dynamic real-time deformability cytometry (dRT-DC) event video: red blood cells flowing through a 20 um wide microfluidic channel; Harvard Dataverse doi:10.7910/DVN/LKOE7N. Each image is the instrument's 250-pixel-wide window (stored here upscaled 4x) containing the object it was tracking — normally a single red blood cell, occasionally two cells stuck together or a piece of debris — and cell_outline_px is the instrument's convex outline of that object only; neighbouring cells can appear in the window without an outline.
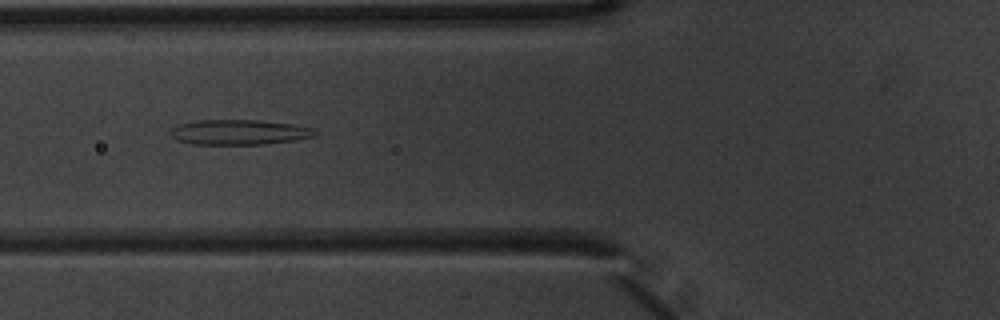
{"species": "common noctule bat (a hibernating species)", "species_latin": "Nyctalus noctula", "temperature_condition": "warm", "stored_images_in_passage": 6, "camera_frame_rate_fps": 3000, "um_per_image_px": 0.085, "animal": {"sex": "male", "body_mass_g": 20.1, "forearm_length_mm": 53.5}, "frame": {"image": 1, "passage_image": 5, "time_ms": 1.333, "image_size_px": [1000, 320], "cell_outline_px": [[316, 132], [312, 136], [296, 140], [264, 144], [192, 144], [176, 140], [168, 132], [176, 124], [196, 120], [256, 120], [292, 124], [312, 128]], "centroid_in_image_um": [20.24, 11.23], "position_along_channel_um": 105.6, "area_um2": 21.1}}
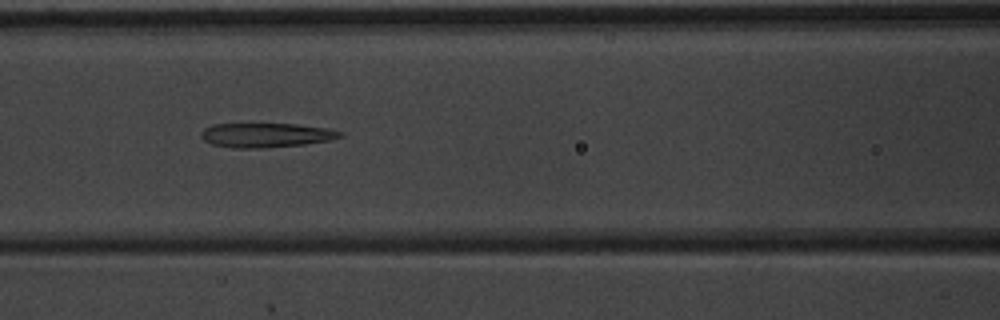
{"frame": {"image": 2, "passage_image": 6, "time_ms": 1.667, "image_size_px": [1000, 320], "cell_outline_px": [[344, 136], [332, 140], [304, 144], [264, 148], [232, 148], [212, 144], [204, 140], [200, 136], [200, 132], [204, 128], [212, 124], [296, 124], [324, 128], [344, 132]], "centroid_in_image_um": [22.6, 11.49], "position_along_channel_um": 144.0, "area_um2": 19.83}}